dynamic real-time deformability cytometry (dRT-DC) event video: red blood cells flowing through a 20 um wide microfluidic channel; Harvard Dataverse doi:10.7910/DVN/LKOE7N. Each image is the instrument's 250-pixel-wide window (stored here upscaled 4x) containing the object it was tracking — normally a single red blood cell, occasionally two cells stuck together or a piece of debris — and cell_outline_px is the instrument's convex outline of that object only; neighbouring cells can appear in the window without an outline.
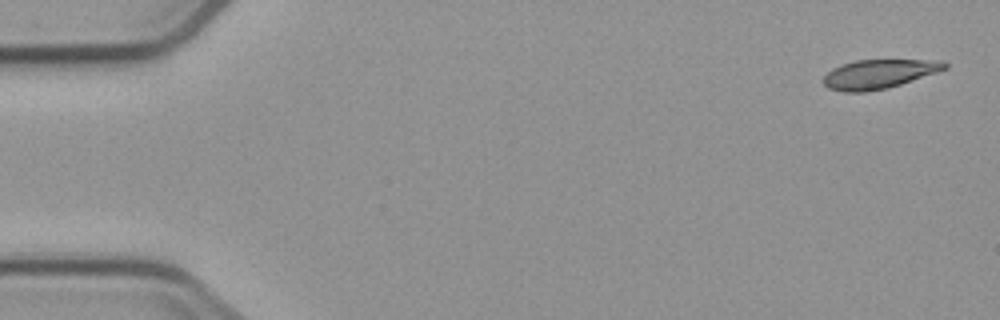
{"species": "common noctule bat (a hibernating species)", "species_latin": "Nyctalus noctula", "temperature_condition": "cold", "stored_images_in_passage": 4, "camera_frame_rate_fps": 3000, "um_per_image_px": 0.085, "animal": {"sex": "male", "body_mass_g": 23.1, "forearm_length_mm": 52.7}, "frame": {"image": 1, "passage_image": 1, "time_ms": 0.0, "image_size_px": [1000, 320], "cell_outline_px": [[948, 68], [888, 88], [864, 92], [844, 92], [828, 88], [824, 84], [824, 76], [832, 68], [840, 64], [856, 60], [944, 60], [948, 64]], "centroid_in_image_um": [74.69, 6.28], "position_along_channel_um": 10.3, "area_um2": 20.52}}
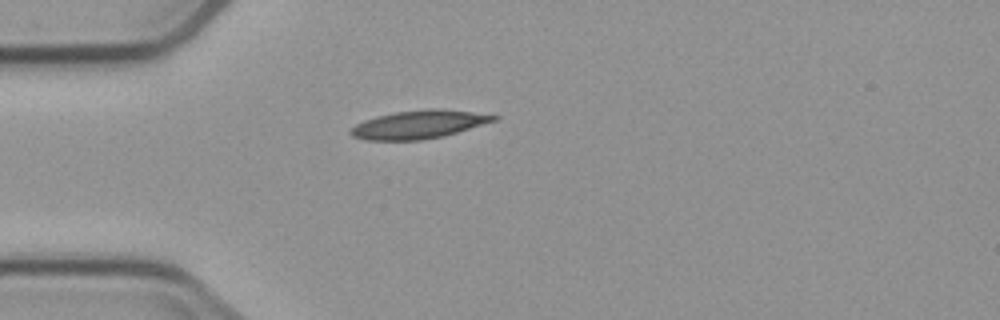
{"frame": {"image": 2, "passage_image": 4, "time_ms": 4.333, "image_size_px": [1000, 320], "cell_outline_px": [[500, 116], [496, 120], [444, 136], [420, 140], [364, 140], [352, 136], [348, 132], [356, 124], [364, 120], [376, 116], [396, 112], [428, 108], [440, 108], [472, 112]], "centroid_in_image_um": [35.57, 10.58], "position_along_channel_um": 49.4, "area_um2": 23.47}}